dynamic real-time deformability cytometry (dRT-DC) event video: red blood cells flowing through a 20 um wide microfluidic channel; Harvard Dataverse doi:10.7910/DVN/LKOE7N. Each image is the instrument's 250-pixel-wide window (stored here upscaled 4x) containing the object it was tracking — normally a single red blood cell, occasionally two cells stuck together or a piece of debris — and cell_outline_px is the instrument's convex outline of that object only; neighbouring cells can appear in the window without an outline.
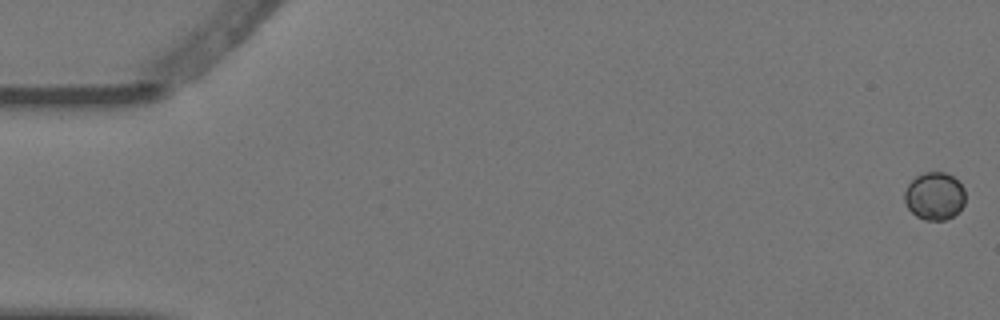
{"species": "Egyptian fruit bat (a non-hibernating species)", "species_latin": "Rousettus aegyptiacus", "temperature_condition": "warm", "stored_images_in_passage": 5, "camera_frame_rate_fps": 3000, "um_per_image_px": 0.085, "animal": {"sex": "female"}, "frame": {"image": 1, "passage_image": 1, "time_ms": 0.0, "image_size_px": [1000, 320], "cell_outline_px": [[964, 204], [952, 216], [944, 220], [924, 220], [916, 216], [908, 208], [904, 200], [904, 192], [908, 184], [916, 176], [924, 172], [944, 172], [952, 176], [964, 188]], "centroid_in_image_um": [79.41, 16.66], "position_along_channel_um": 5.6, "area_um2": 16.76}}